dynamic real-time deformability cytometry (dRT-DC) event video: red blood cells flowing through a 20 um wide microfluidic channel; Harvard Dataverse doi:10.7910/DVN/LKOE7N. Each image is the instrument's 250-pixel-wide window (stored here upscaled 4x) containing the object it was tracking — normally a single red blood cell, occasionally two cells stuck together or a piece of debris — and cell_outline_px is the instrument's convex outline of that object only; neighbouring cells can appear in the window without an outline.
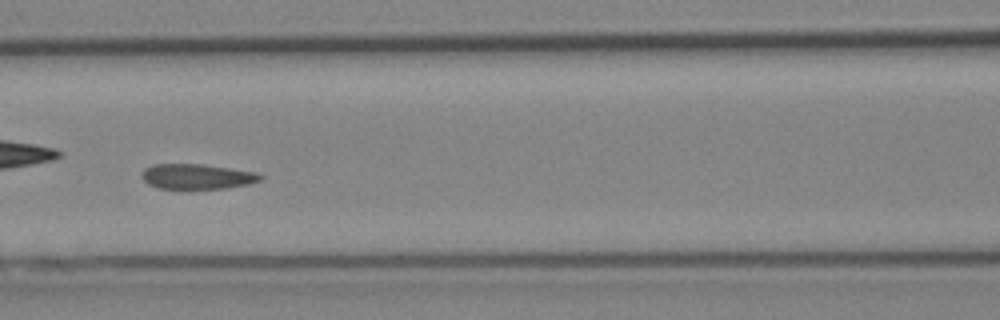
{"species": "Egyptian fruit bat (a non-hibernating species)", "species_latin": "Rousettus aegyptiacus", "temperature_condition": "cold", "stored_images_in_passage": 49, "camera_frame_rate_fps": 3000, "um_per_image_px": 0.085, "animal": {"sex": "female"}, "frame": {"image": 1, "passage_image": 22, "time_ms": 7.0, "image_size_px": [1000, 320], "cell_outline_px": [[264, 176], [260, 180], [248, 184], [228, 188], [160, 188], [148, 184], [140, 176], [144, 168], [152, 164], [204, 164], [256, 172]], "centroid_in_image_um": [16.73, 14.99], "position_along_channel_um": 149.9, "area_um2": 17.34}, "authors_computed_cell_mechanics": {"area_um2": 18.207, "velocity_mm_per_s": 4.0846, "shape_relaxation_time_tau1_ms": 10.896, "shape_relaxation_time_tau2_ms": 1.587, "deformation_change_tau1": 0.1658, "deformation_change_tau2": 0.046}}